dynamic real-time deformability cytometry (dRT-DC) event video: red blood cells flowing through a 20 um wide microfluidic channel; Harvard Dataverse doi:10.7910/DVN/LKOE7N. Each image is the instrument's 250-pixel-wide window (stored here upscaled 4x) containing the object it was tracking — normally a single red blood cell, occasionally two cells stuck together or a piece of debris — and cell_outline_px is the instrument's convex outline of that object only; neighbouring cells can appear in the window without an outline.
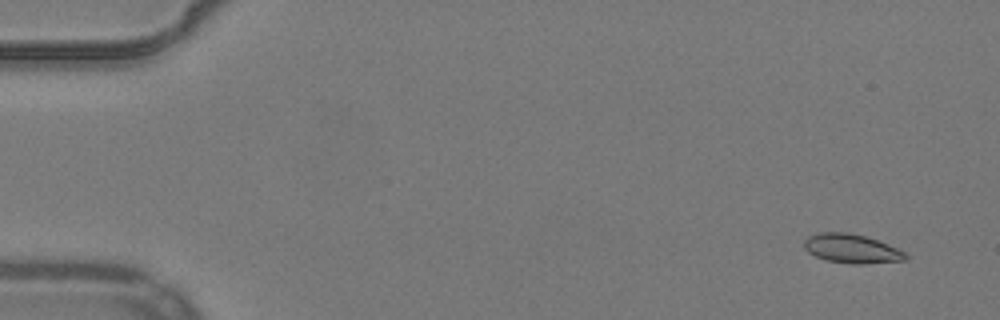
{"species": "common noctule bat (a hibernating species)", "species_latin": "Nyctalus noctula", "temperature_condition": "warm", "stored_images_in_passage": 54, "camera_frame_rate_fps": 3000, "um_per_image_px": 0.085, "animal": {"sex": "male", "body_mass_g": 19.2, "forearm_length_mm": 51.8}, "frame": {"image": 1, "passage_image": 4, "time_ms": 1.0, "image_size_px": [1000, 320], "cell_outline_px": [[908, 260], [860, 264], [852, 264], [824, 260], [808, 252], [804, 248], [804, 240], [808, 236], [816, 232], [848, 232], [864, 236], [888, 244], [904, 252], [908, 256]], "centroid_in_image_um": [72.36, 21.13], "position_along_channel_um": 12.6, "area_um2": 17.22}}
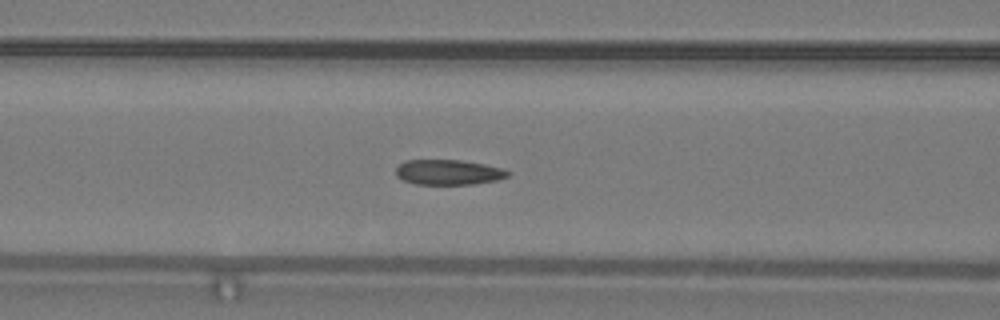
{"frame": {"image": 2, "passage_image": 23, "time_ms": 7.333, "image_size_px": [1000, 320], "cell_outline_px": [[512, 172], [508, 176], [496, 180], [472, 184], [416, 184], [404, 180], [396, 176], [396, 168], [404, 160], [460, 160], [484, 164], [504, 168]], "centroid_in_image_um": [38.13, 14.63], "position_along_channel_um": 128.5, "area_um2": 16.42}}
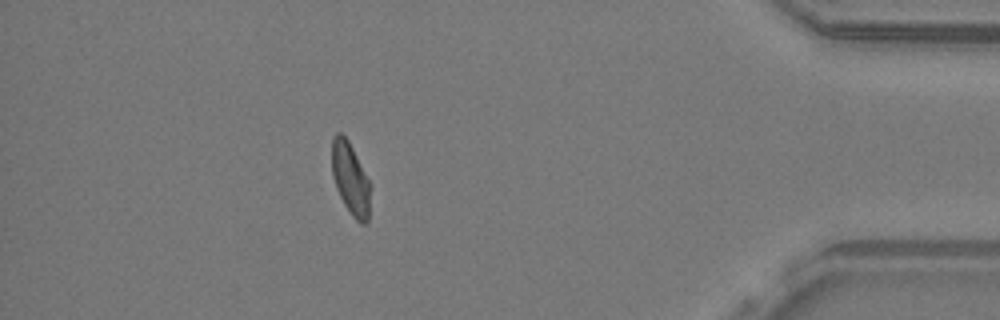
{"frame": {"image": 3, "passage_image": 48, "time_ms": 15.667, "image_size_px": [1000, 320], "cell_outline_px": [[372, 184], [368, 220], [364, 224], [360, 224], [352, 216], [344, 204], [336, 188], [332, 176], [332, 136], [336, 132], [340, 132], [348, 140]], "centroid_in_image_um": [29.81, 15.2], "position_along_channel_um": 405.4, "area_um2": 16.53}, "authors_computed_cell_mechanics": {"area_um2": 16.9354, "velocity_mm_per_s": 3.9017, "shape_relaxation_time_tau1_ms": null, "shape_relaxation_time_tau2_ms": 1.6788, "deformation_change_tau1": null, "deformation_change_tau2": 0.0545}}